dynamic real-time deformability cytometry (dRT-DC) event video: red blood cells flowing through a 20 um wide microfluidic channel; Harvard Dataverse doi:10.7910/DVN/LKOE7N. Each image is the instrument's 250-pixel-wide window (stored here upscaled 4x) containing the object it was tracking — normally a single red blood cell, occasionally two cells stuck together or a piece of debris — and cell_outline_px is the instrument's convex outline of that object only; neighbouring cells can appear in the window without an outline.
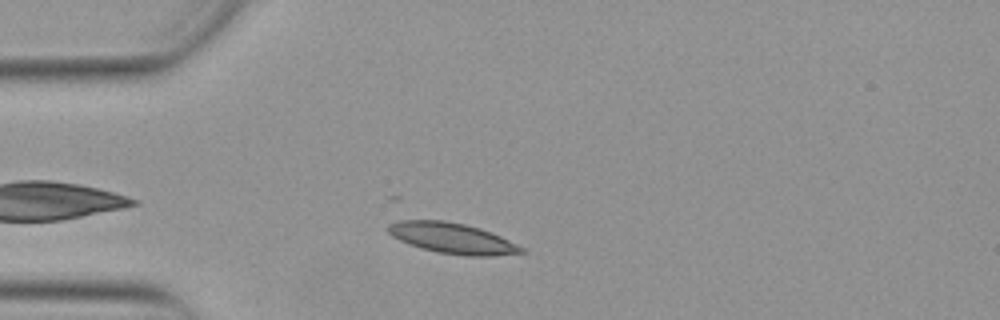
{"species": "Egyptian fruit bat (a non-hibernating species)", "species_latin": "Rousettus aegyptiacus", "temperature_condition": "warm", "stored_images_in_passage": 27, "camera_frame_rate_fps": 3000, "um_per_image_px": 0.085, "animal": {"sex": "female"}, "frame": {"image": 1, "passage_image": 5, "time_ms": 1.333, "image_size_px": [1000, 320], "cell_outline_px": [[528, 252], [492, 256], [468, 256], [436, 252], [420, 248], [408, 244], [392, 236], [388, 232], [388, 224], [400, 220], [444, 220], [464, 224], [480, 228], [500, 236], [524, 248]], "centroid_in_image_um": [38.44, 20.25], "position_along_channel_um": 46.6, "area_um2": 23.81}}
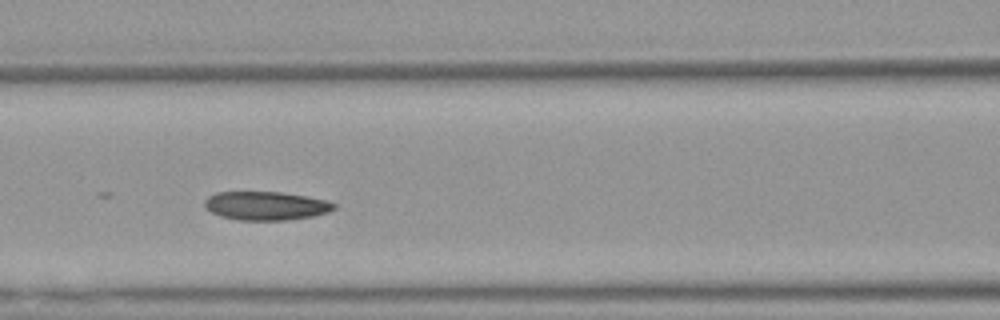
{"frame": {"image": 2, "passage_image": 14, "time_ms": 4.333, "image_size_px": [1000, 320], "cell_outline_px": [[336, 208], [328, 212], [312, 216], [288, 220], [240, 220], [220, 216], [212, 212], [204, 204], [204, 200], [208, 196], [216, 192], [280, 192], [328, 200], [336, 204]], "centroid_in_image_um": [22.62, 17.49], "position_along_channel_um": 144.0, "area_um2": 21.5}}
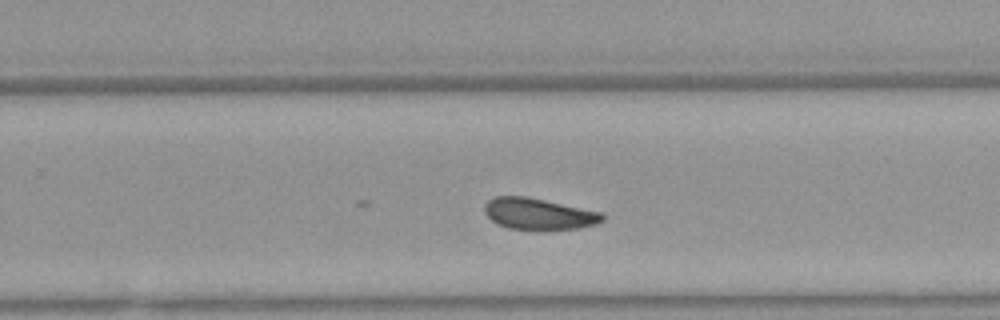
{"frame": {"image": 3, "passage_image": 25, "time_ms": 8.0, "image_size_px": [1000, 320], "cell_outline_px": [[604, 220], [596, 224], [580, 228], [540, 232], [536, 232], [508, 228], [492, 220], [484, 212], [484, 204], [488, 200], [496, 196], [528, 196], [600, 212], [604, 216]], "centroid_in_image_um": [45.78, 18.21], "position_along_channel_um": 284.0, "area_um2": 22.14}}